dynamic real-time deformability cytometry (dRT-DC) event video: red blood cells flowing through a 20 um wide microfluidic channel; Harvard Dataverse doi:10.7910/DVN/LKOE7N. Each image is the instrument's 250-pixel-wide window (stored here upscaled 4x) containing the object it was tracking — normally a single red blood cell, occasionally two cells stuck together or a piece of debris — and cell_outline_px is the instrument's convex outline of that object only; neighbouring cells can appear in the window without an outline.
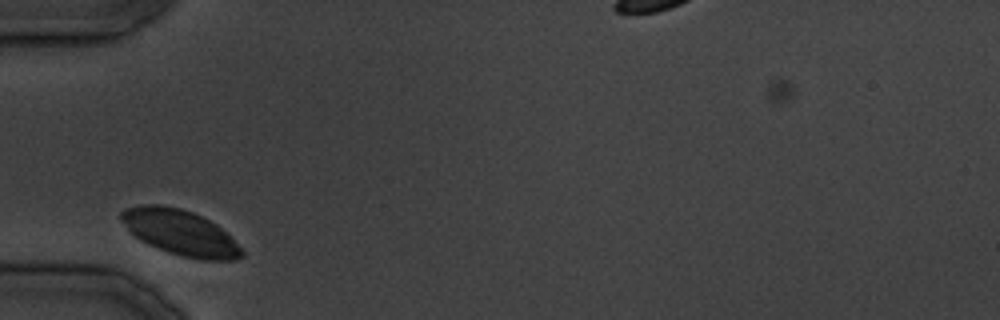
{"species": "common noctule bat (a hibernating species)", "species_latin": "Nyctalus noctula", "temperature_condition": "cold", "stored_images_in_passage": 8, "camera_frame_rate_fps": 3000, "um_per_image_px": 0.085, "animal": {"sex": "male", "body_mass_g": 19.5, "forearm_length_mm": 54.6}, "frame": {"image": 1, "passage_image": 1, "time_ms": 0.0, "image_size_px": [1000, 320], "cell_outline_px": [[244, 256], [236, 260], [200, 260], [168, 252], [148, 244], [140, 240], [120, 220], [120, 212], [124, 208], [140, 204], [160, 204], [180, 208], [192, 212], [216, 224], [244, 252]], "centroid_in_image_um": [15.29, 19.75], "position_along_channel_um": 69.7, "area_um2": 31.5}}